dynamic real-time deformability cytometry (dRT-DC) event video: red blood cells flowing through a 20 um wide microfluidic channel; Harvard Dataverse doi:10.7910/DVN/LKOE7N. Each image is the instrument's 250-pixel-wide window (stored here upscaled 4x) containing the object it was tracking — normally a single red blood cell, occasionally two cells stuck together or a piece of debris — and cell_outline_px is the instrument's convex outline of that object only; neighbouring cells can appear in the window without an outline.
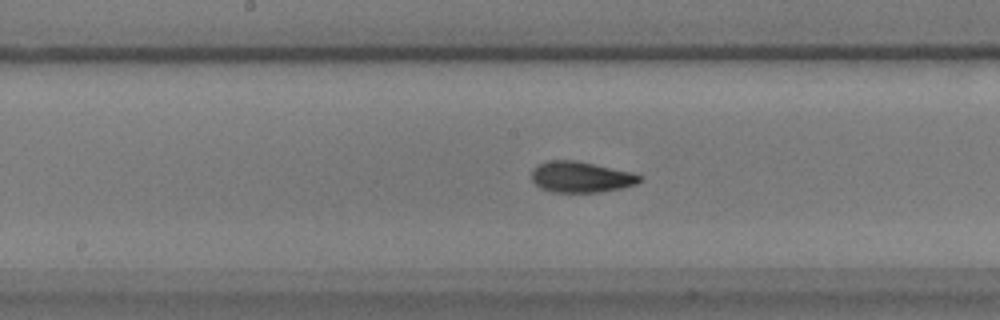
{"species": "common noctule bat (a hibernating species)", "species_latin": "Nyctalus noctula", "temperature_condition": "warm", "stored_images_in_passage": 54, "camera_frame_rate_fps": 3000, "um_per_image_px": 0.085, "animal": {"sex": "male", "body_mass_g": 17.9}, "frame": {"image": 1, "passage_image": 25, "time_ms": 8.0, "image_size_px": [1000, 320], "cell_outline_px": [[644, 180], [636, 184], [620, 188], [600, 192], [552, 192], [540, 188], [532, 180], [532, 168], [548, 160], [576, 160], [632, 172], [644, 176]], "centroid_in_image_um": [49.4, 15.04], "position_along_channel_um": 198.8, "area_um2": 19.59}}
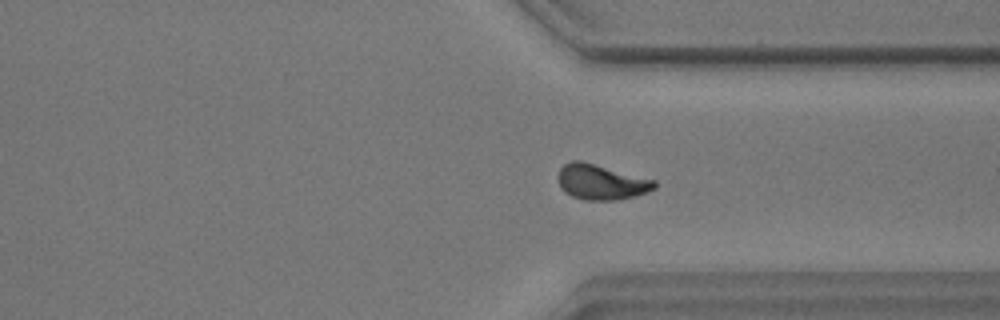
{"frame": {"image": 2, "passage_image": 39, "time_ms": 12.667, "image_size_px": [1000, 320], "cell_outline_px": [[656, 188], [648, 192], [620, 200], [584, 200], [572, 196], [564, 192], [556, 180], [556, 176], [560, 168], [564, 164], [572, 160], [580, 160], [656, 180]], "centroid_in_image_um": [51.07, 15.47], "position_along_channel_um": 360.3, "area_um2": 20.06}}
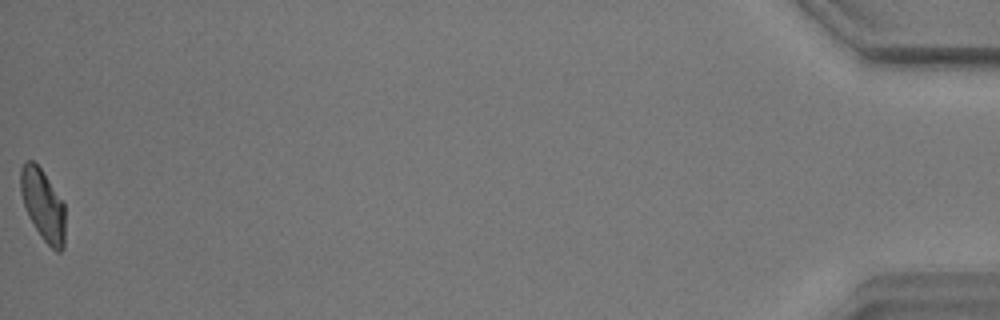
{"frame": {"image": 3, "passage_image": 54, "time_ms": 17.667, "image_size_px": [1000, 320], "cell_outline_px": [[64, 248], [60, 252], [56, 252], [40, 236], [28, 216], [20, 192], [20, 168], [24, 160], [32, 160], [40, 168], [64, 204]], "centroid_in_image_um": [3.63, 17.43], "position_along_channel_um": 431.6, "area_um2": 18.38}, "authors_computed_cell_mechanics": {"area_um2": 19.1318, "velocity_mm_per_s": 3.4636, "shape_relaxation_time_tau1_ms": 3.1056, "shape_relaxation_time_tau2_ms": 2.0233, "deformation_change_tau1": 0.156, "deformation_change_tau2": 0.0848}}